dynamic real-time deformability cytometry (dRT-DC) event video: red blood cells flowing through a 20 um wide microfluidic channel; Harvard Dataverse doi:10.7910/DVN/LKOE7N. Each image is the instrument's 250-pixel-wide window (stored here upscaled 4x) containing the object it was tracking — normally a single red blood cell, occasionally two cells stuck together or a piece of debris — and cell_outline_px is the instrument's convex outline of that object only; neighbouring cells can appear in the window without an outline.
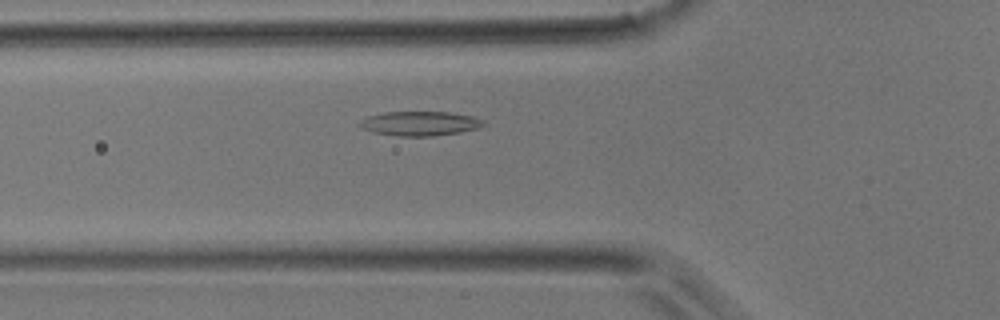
{"species": "common noctule bat (a hibernating species)", "species_latin": "Nyctalus noctula", "temperature_condition": "room temperature", "stored_images_in_passage": 32, "camera_frame_rate_fps": 3000, "um_per_image_px": 0.085, "animal": {"sex": "male", "body_mass_g": 17.9}, "frame": {"image": 1, "passage_image": 5, "time_ms": 1.333, "image_size_px": [1000, 320], "cell_outline_px": [[484, 124], [476, 128], [460, 132], [432, 136], [400, 136], [372, 132], [360, 128], [356, 124], [360, 120], [368, 116], [384, 112], [452, 112], [472, 116], [484, 120]], "centroid_in_image_um": [35.63, 10.49], "position_along_channel_um": 90.2, "area_um2": 17.63}}
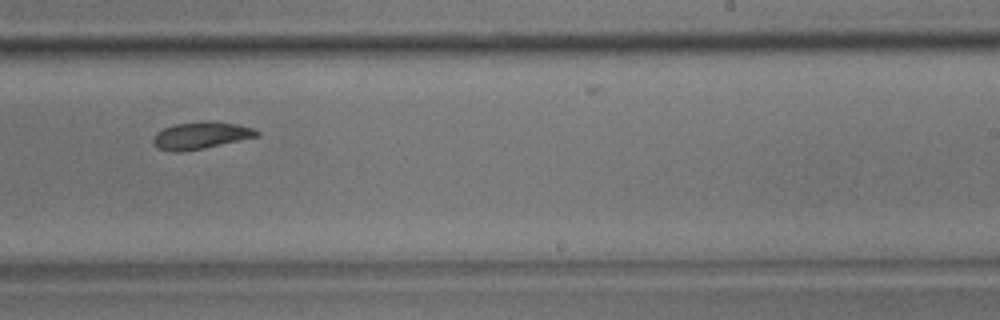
{"frame": {"image": 2, "passage_image": 18, "time_ms": 5.667, "image_size_px": [1000, 320], "cell_outline_px": [[260, 136], [204, 148], [180, 152], [176, 152], [160, 148], [152, 140], [156, 132], [164, 128], [176, 124], [208, 120], [212, 120], [236, 124], [252, 128], [260, 132]], "centroid_in_image_um": [17.11, 11.5], "position_along_channel_um": 271.9, "area_um2": 16.24}}
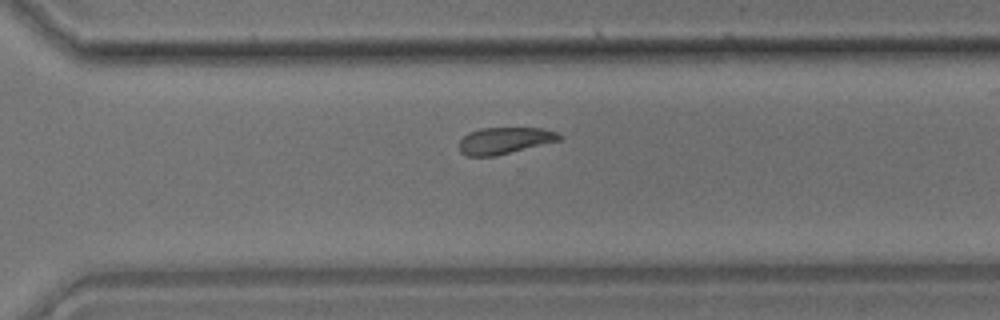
{"frame": {"image": 3, "passage_image": 22, "time_ms": 7.0, "image_size_px": [1000, 320], "cell_outline_px": [[560, 140], [496, 156], [468, 156], [460, 152], [460, 140], [468, 132], [480, 128], [540, 128], [556, 132], [560, 136]], "centroid_in_image_um": [42.85, 11.95], "position_along_channel_um": 327.7, "area_um2": 15.37}}